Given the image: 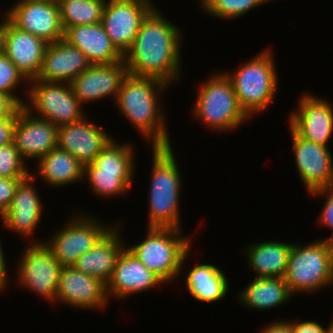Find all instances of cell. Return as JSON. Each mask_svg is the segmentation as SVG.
<instances>
[{
    "label": "cell",
    "instance_id": "6da1fadb",
    "mask_svg": "<svg viewBox=\"0 0 333 333\" xmlns=\"http://www.w3.org/2000/svg\"><path fill=\"white\" fill-rule=\"evenodd\" d=\"M162 14L157 7L147 14L123 59L128 74L156 78L172 86L182 73V32Z\"/></svg>",
    "mask_w": 333,
    "mask_h": 333
},
{
    "label": "cell",
    "instance_id": "7a4b0ae2",
    "mask_svg": "<svg viewBox=\"0 0 333 333\" xmlns=\"http://www.w3.org/2000/svg\"><path fill=\"white\" fill-rule=\"evenodd\" d=\"M168 88L169 85L159 79L127 74L115 99L114 104L120 109V113L152 147L171 146L164 122L165 111L159 103V97Z\"/></svg>",
    "mask_w": 333,
    "mask_h": 333
},
{
    "label": "cell",
    "instance_id": "3957f363",
    "mask_svg": "<svg viewBox=\"0 0 333 333\" xmlns=\"http://www.w3.org/2000/svg\"><path fill=\"white\" fill-rule=\"evenodd\" d=\"M148 226L183 229L179 202L181 175L172 146L152 147Z\"/></svg>",
    "mask_w": 333,
    "mask_h": 333
},
{
    "label": "cell",
    "instance_id": "277c9868",
    "mask_svg": "<svg viewBox=\"0 0 333 333\" xmlns=\"http://www.w3.org/2000/svg\"><path fill=\"white\" fill-rule=\"evenodd\" d=\"M182 232V229L147 227L144 240L126 248L167 284L181 274L192 250L191 239Z\"/></svg>",
    "mask_w": 333,
    "mask_h": 333
},
{
    "label": "cell",
    "instance_id": "5b68a950",
    "mask_svg": "<svg viewBox=\"0 0 333 333\" xmlns=\"http://www.w3.org/2000/svg\"><path fill=\"white\" fill-rule=\"evenodd\" d=\"M217 71L201 82L192 115L210 131L224 132L238 128L250 117L239 105L230 78Z\"/></svg>",
    "mask_w": 333,
    "mask_h": 333
},
{
    "label": "cell",
    "instance_id": "8992f818",
    "mask_svg": "<svg viewBox=\"0 0 333 333\" xmlns=\"http://www.w3.org/2000/svg\"><path fill=\"white\" fill-rule=\"evenodd\" d=\"M275 59L270 48L261 51L232 73L225 72L232 82L239 105L252 118L272 104L278 87Z\"/></svg>",
    "mask_w": 333,
    "mask_h": 333
},
{
    "label": "cell",
    "instance_id": "52a82bcc",
    "mask_svg": "<svg viewBox=\"0 0 333 333\" xmlns=\"http://www.w3.org/2000/svg\"><path fill=\"white\" fill-rule=\"evenodd\" d=\"M284 280L291 295L315 293L333 283L332 253L328 240L321 239L308 245H292Z\"/></svg>",
    "mask_w": 333,
    "mask_h": 333
},
{
    "label": "cell",
    "instance_id": "ba28073f",
    "mask_svg": "<svg viewBox=\"0 0 333 333\" xmlns=\"http://www.w3.org/2000/svg\"><path fill=\"white\" fill-rule=\"evenodd\" d=\"M28 87L29 90L25 92L28 103L24 107L35 116L57 127L78 122L85 117L84 106L73 93L70 83L31 80Z\"/></svg>",
    "mask_w": 333,
    "mask_h": 333
},
{
    "label": "cell",
    "instance_id": "9c48e42d",
    "mask_svg": "<svg viewBox=\"0 0 333 333\" xmlns=\"http://www.w3.org/2000/svg\"><path fill=\"white\" fill-rule=\"evenodd\" d=\"M16 269L19 286L27 291L56 302L57 288L63 266L54 258L53 253L44 244V240H29ZM37 241V242H36Z\"/></svg>",
    "mask_w": 333,
    "mask_h": 333
},
{
    "label": "cell",
    "instance_id": "30bf717a",
    "mask_svg": "<svg viewBox=\"0 0 333 333\" xmlns=\"http://www.w3.org/2000/svg\"><path fill=\"white\" fill-rule=\"evenodd\" d=\"M82 214L76 212L77 216L74 214L70 222H66L62 229H58L54 236L44 242L63 267L73 266L82 254L91 250L114 226L101 223L95 216Z\"/></svg>",
    "mask_w": 333,
    "mask_h": 333
},
{
    "label": "cell",
    "instance_id": "8fae6325",
    "mask_svg": "<svg viewBox=\"0 0 333 333\" xmlns=\"http://www.w3.org/2000/svg\"><path fill=\"white\" fill-rule=\"evenodd\" d=\"M154 7L152 0H106L101 24L123 56L135 41L142 20Z\"/></svg>",
    "mask_w": 333,
    "mask_h": 333
},
{
    "label": "cell",
    "instance_id": "7c38bea8",
    "mask_svg": "<svg viewBox=\"0 0 333 333\" xmlns=\"http://www.w3.org/2000/svg\"><path fill=\"white\" fill-rule=\"evenodd\" d=\"M6 12L14 26L47 43L64 37L59 5L54 0H19Z\"/></svg>",
    "mask_w": 333,
    "mask_h": 333
},
{
    "label": "cell",
    "instance_id": "4fadbf2b",
    "mask_svg": "<svg viewBox=\"0 0 333 333\" xmlns=\"http://www.w3.org/2000/svg\"><path fill=\"white\" fill-rule=\"evenodd\" d=\"M296 170L307 193L333 186V157L328 146L298 136L290 127Z\"/></svg>",
    "mask_w": 333,
    "mask_h": 333
},
{
    "label": "cell",
    "instance_id": "5bb4252c",
    "mask_svg": "<svg viewBox=\"0 0 333 333\" xmlns=\"http://www.w3.org/2000/svg\"><path fill=\"white\" fill-rule=\"evenodd\" d=\"M289 116V127L300 137L328 146L333 136V106L325 99L303 93Z\"/></svg>",
    "mask_w": 333,
    "mask_h": 333
},
{
    "label": "cell",
    "instance_id": "9a60e30c",
    "mask_svg": "<svg viewBox=\"0 0 333 333\" xmlns=\"http://www.w3.org/2000/svg\"><path fill=\"white\" fill-rule=\"evenodd\" d=\"M57 136L58 127L50 121L35 116L24 106L17 111L13 144L25 162L38 161L56 148Z\"/></svg>",
    "mask_w": 333,
    "mask_h": 333
},
{
    "label": "cell",
    "instance_id": "2e32d148",
    "mask_svg": "<svg viewBox=\"0 0 333 333\" xmlns=\"http://www.w3.org/2000/svg\"><path fill=\"white\" fill-rule=\"evenodd\" d=\"M127 74L124 59L112 64H92L74 78L70 85L82 105L108 97L115 102L122 80Z\"/></svg>",
    "mask_w": 333,
    "mask_h": 333
},
{
    "label": "cell",
    "instance_id": "e0dca14e",
    "mask_svg": "<svg viewBox=\"0 0 333 333\" xmlns=\"http://www.w3.org/2000/svg\"><path fill=\"white\" fill-rule=\"evenodd\" d=\"M56 301L74 308L100 310L107 307L106 284L100 279L76 270L73 266L63 267Z\"/></svg>",
    "mask_w": 333,
    "mask_h": 333
},
{
    "label": "cell",
    "instance_id": "ac0fdd59",
    "mask_svg": "<svg viewBox=\"0 0 333 333\" xmlns=\"http://www.w3.org/2000/svg\"><path fill=\"white\" fill-rule=\"evenodd\" d=\"M87 119L85 116L78 122L59 126L57 136V146L69 152L83 166L92 163L113 139L100 125Z\"/></svg>",
    "mask_w": 333,
    "mask_h": 333
},
{
    "label": "cell",
    "instance_id": "d6986e66",
    "mask_svg": "<svg viewBox=\"0 0 333 333\" xmlns=\"http://www.w3.org/2000/svg\"><path fill=\"white\" fill-rule=\"evenodd\" d=\"M34 181L35 177L31 172L19 182L8 211L1 217L6 229L18 232L25 239L34 235L42 217L43 206Z\"/></svg>",
    "mask_w": 333,
    "mask_h": 333
},
{
    "label": "cell",
    "instance_id": "ffe728a7",
    "mask_svg": "<svg viewBox=\"0 0 333 333\" xmlns=\"http://www.w3.org/2000/svg\"><path fill=\"white\" fill-rule=\"evenodd\" d=\"M161 284L165 283L125 248L119 255L113 274L106 284V294L108 299L112 295L120 300L132 294L149 291Z\"/></svg>",
    "mask_w": 333,
    "mask_h": 333
},
{
    "label": "cell",
    "instance_id": "44dd1931",
    "mask_svg": "<svg viewBox=\"0 0 333 333\" xmlns=\"http://www.w3.org/2000/svg\"><path fill=\"white\" fill-rule=\"evenodd\" d=\"M91 62L77 48L64 39L48 43L42 67L36 79L44 82L70 83L91 66Z\"/></svg>",
    "mask_w": 333,
    "mask_h": 333
},
{
    "label": "cell",
    "instance_id": "7402d4cb",
    "mask_svg": "<svg viewBox=\"0 0 333 333\" xmlns=\"http://www.w3.org/2000/svg\"><path fill=\"white\" fill-rule=\"evenodd\" d=\"M47 45L45 40L14 26L8 15L5 54L28 81L37 78Z\"/></svg>",
    "mask_w": 333,
    "mask_h": 333
},
{
    "label": "cell",
    "instance_id": "603a6c76",
    "mask_svg": "<svg viewBox=\"0 0 333 333\" xmlns=\"http://www.w3.org/2000/svg\"><path fill=\"white\" fill-rule=\"evenodd\" d=\"M120 226L122 225L113 226L91 250L77 259L73 267L107 284L113 274L119 255L127 245L125 244L127 242L122 238Z\"/></svg>",
    "mask_w": 333,
    "mask_h": 333
},
{
    "label": "cell",
    "instance_id": "cb8c5ba5",
    "mask_svg": "<svg viewBox=\"0 0 333 333\" xmlns=\"http://www.w3.org/2000/svg\"><path fill=\"white\" fill-rule=\"evenodd\" d=\"M63 39L77 47L91 64H112L123 60V55L112 44L101 22L67 28Z\"/></svg>",
    "mask_w": 333,
    "mask_h": 333
},
{
    "label": "cell",
    "instance_id": "d4e9b609",
    "mask_svg": "<svg viewBox=\"0 0 333 333\" xmlns=\"http://www.w3.org/2000/svg\"><path fill=\"white\" fill-rule=\"evenodd\" d=\"M293 243L282 241H260L244 248L248 267L256 274V278H284Z\"/></svg>",
    "mask_w": 333,
    "mask_h": 333
},
{
    "label": "cell",
    "instance_id": "484cf974",
    "mask_svg": "<svg viewBox=\"0 0 333 333\" xmlns=\"http://www.w3.org/2000/svg\"><path fill=\"white\" fill-rule=\"evenodd\" d=\"M37 164L35 178L43 179L50 187H63L74 182L83 181L84 166L69 152L53 148L48 154L41 157Z\"/></svg>",
    "mask_w": 333,
    "mask_h": 333
},
{
    "label": "cell",
    "instance_id": "4316f807",
    "mask_svg": "<svg viewBox=\"0 0 333 333\" xmlns=\"http://www.w3.org/2000/svg\"><path fill=\"white\" fill-rule=\"evenodd\" d=\"M185 274V285L198 301L214 303L222 300L229 290L225 273L216 265L196 264Z\"/></svg>",
    "mask_w": 333,
    "mask_h": 333
},
{
    "label": "cell",
    "instance_id": "83f0119b",
    "mask_svg": "<svg viewBox=\"0 0 333 333\" xmlns=\"http://www.w3.org/2000/svg\"><path fill=\"white\" fill-rule=\"evenodd\" d=\"M238 299L249 309L268 310L289 303L291 293L281 277L254 278L241 290Z\"/></svg>",
    "mask_w": 333,
    "mask_h": 333
},
{
    "label": "cell",
    "instance_id": "f1b7e54d",
    "mask_svg": "<svg viewBox=\"0 0 333 333\" xmlns=\"http://www.w3.org/2000/svg\"><path fill=\"white\" fill-rule=\"evenodd\" d=\"M134 151L130 143L117 144V140L112 139L91 164L98 173L135 174Z\"/></svg>",
    "mask_w": 333,
    "mask_h": 333
},
{
    "label": "cell",
    "instance_id": "f546056e",
    "mask_svg": "<svg viewBox=\"0 0 333 333\" xmlns=\"http://www.w3.org/2000/svg\"><path fill=\"white\" fill-rule=\"evenodd\" d=\"M106 0H71L59 3L60 20L63 30L78 25L101 22Z\"/></svg>",
    "mask_w": 333,
    "mask_h": 333
},
{
    "label": "cell",
    "instance_id": "4dcf8cb0",
    "mask_svg": "<svg viewBox=\"0 0 333 333\" xmlns=\"http://www.w3.org/2000/svg\"><path fill=\"white\" fill-rule=\"evenodd\" d=\"M84 176L83 179L89 181L91 192L99 198L126 195L134 179L133 174L98 173L91 163L84 166Z\"/></svg>",
    "mask_w": 333,
    "mask_h": 333
},
{
    "label": "cell",
    "instance_id": "1f68e13d",
    "mask_svg": "<svg viewBox=\"0 0 333 333\" xmlns=\"http://www.w3.org/2000/svg\"><path fill=\"white\" fill-rule=\"evenodd\" d=\"M273 0H199L205 13L213 18L232 20Z\"/></svg>",
    "mask_w": 333,
    "mask_h": 333
},
{
    "label": "cell",
    "instance_id": "d6a6232c",
    "mask_svg": "<svg viewBox=\"0 0 333 333\" xmlns=\"http://www.w3.org/2000/svg\"><path fill=\"white\" fill-rule=\"evenodd\" d=\"M13 142L0 147V178H26L30 175L28 165Z\"/></svg>",
    "mask_w": 333,
    "mask_h": 333
},
{
    "label": "cell",
    "instance_id": "836d02e7",
    "mask_svg": "<svg viewBox=\"0 0 333 333\" xmlns=\"http://www.w3.org/2000/svg\"><path fill=\"white\" fill-rule=\"evenodd\" d=\"M29 84V81L18 70L14 63L6 56L0 55V92L11 95L21 106H24L26 101L24 98L16 94V88L19 85ZM25 82V83H24ZM24 100V101H23Z\"/></svg>",
    "mask_w": 333,
    "mask_h": 333
},
{
    "label": "cell",
    "instance_id": "e575fe53",
    "mask_svg": "<svg viewBox=\"0 0 333 333\" xmlns=\"http://www.w3.org/2000/svg\"><path fill=\"white\" fill-rule=\"evenodd\" d=\"M313 197H320L325 196L324 206L321 210L319 223L322 224V227L330 228L332 231L331 236L328 238H323L324 240H329L333 238V186L328 188H323L319 190H315L309 193Z\"/></svg>",
    "mask_w": 333,
    "mask_h": 333
},
{
    "label": "cell",
    "instance_id": "d590c367",
    "mask_svg": "<svg viewBox=\"0 0 333 333\" xmlns=\"http://www.w3.org/2000/svg\"><path fill=\"white\" fill-rule=\"evenodd\" d=\"M25 178H0V217L9 209L19 182Z\"/></svg>",
    "mask_w": 333,
    "mask_h": 333
},
{
    "label": "cell",
    "instance_id": "8d00e7d4",
    "mask_svg": "<svg viewBox=\"0 0 333 333\" xmlns=\"http://www.w3.org/2000/svg\"><path fill=\"white\" fill-rule=\"evenodd\" d=\"M291 325L292 333H328V327L324 328L320 323L314 320L288 321Z\"/></svg>",
    "mask_w": 333,
    "mask_h": 333
},
{
    "label": "cell",
    "instance_id": "74e56055",
    "mask_svg": "<svg viewBox=\"0 0 333 333\" xmlns=\"http://www.w3.org/2000/svg\"><path fill=\"white\" fill-rule=\"evenodd\" d=\"M16 120L17 112L9 118L0 119V147L13 142Z\"/></svg>",
    "mask_w": 333,
    "mask_h": 333
},
{
    "label": "cell",
    "instance_id": "f35d334b",
    "mask_svg": "<svg viewBox=\"0 0 333 333\" xmlns=\"http://www.w3.org/2000/svg\"><path fill=\"white\" fill-rule=\"evenodd\" d=\"M21 107L11 95L0 92V119L13 116Z\"/></svg>",
    "mask_w": 333,
    "mask_h": 333
},
{
    "label": "cell",
    "instance_id": "ab89813d",
    "mask_svg": "<svg viewBox=\"0 0 333 333\" xmlns=\"http://www.w3.org/2000/svg\"><path fill=\"white\" fill-rule=\"evenodd\" d=\"M259 333H292L291 325L288 320L283 321V319L273 321L270 324L264 326V328Z\"/></svg>",
    "mask_w": 333,
    "mask_h": 333
},
{
    "label": "cell",
    "instance_id": "60d3db41",
    "mask_svg": "<svg viewBox=\"0 0 333 333\" xmlns=\"http://www.w3.org/2000/svg\"><path fill=\"white\" fill-rule=\"evenodd\" d=\"M1 243L2 242H0V292L1 291L3 292V289H4V291L7 290L6 289L7 284L9 283L7 281H8L9 278H8V274H7L8 269H6V268H8V266H6L7 261H6L5 256H4L5 253L3 251V247H2Z\"/></svg>",
    "mask_w": 333,
    "mask_h": 333
},
{
    "label": "cell",
    "instance_id": "b9f144b4",
    "mask_svg": "<svg viewBox=\"0 0 333 333\" xmlns=\"http://www.w3.org/2000/svg\"><path fill=\"white\" fill-rule=\"evenodd\" d=\"M3 15L4 18L0 21V55L5 53L6 35L8 29V14L5 12Z\"/></svg>",
    "mask_w": 333,
    "mask_h": 333
},
{
    "label": "cell",
    "instance_id": "7bdbcfd3",
    "mask_svg": "<svg viewBox=\"0 0 333 333\" xmlns=\"http://www.w3.org/2000/svg\"><path fill=\"white\" fill-rule=\"evenodd\" d=\"M329 244H330V247H331V253H332V265H333V238L332 239H329Z\"/></svg>",
    "mask_w": 333,
    "mask_h": 333
},
{
    "label": "cell",
    "instance_id": "ee69618b",
    "mask_svg": "<svg viewBox=\"0 0 333 333\" xmlns=\"http://www.w3.org/2000/svg\"><path fill=\"white\" fill-rule=\"evenodd\" d=\"M328 333H333V317L331 323L328 326Z\"/></svg>",
    "mask_w": 333,
    "mask_h": 333
},
{
    "label": "cell",
    "instance_id": "f6af8a7d",
    "mask_svg": "<svg viewBox=\"0 0 333 333\" xmlns=\"http://www.w3.org/2000/svg\"><path fill=\"white\" fill-rule=\"evenodd\" d=\"M57 4L59 3H63V2H68V1H71V0H54Z\"/></svg>",
    "mask_w": 333,
    "mask_h": 333
}]
</instances>
